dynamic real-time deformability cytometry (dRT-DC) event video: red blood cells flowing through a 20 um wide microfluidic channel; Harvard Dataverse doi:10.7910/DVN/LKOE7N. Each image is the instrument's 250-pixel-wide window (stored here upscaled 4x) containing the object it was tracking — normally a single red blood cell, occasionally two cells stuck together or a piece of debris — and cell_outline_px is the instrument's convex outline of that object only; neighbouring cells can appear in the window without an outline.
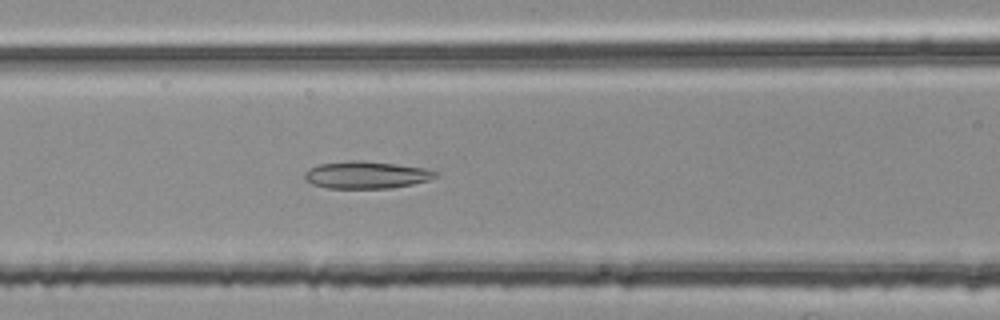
{"species": "common noctule bat (a hibernating species)", "species_latin": "Nyctalus noctula", "temperature_condition": "room temperature", "stored_images_in_passage": 48, "camera_frame_rate_fps": 3000, "um_per_image_px": 0.085, "animal": {"sex": "female", "body_mass_g": 25.1}, "frame": {"image": 1, "passage_image": 22, "time_ms": 7.0, "image_size_px": [1000, 320], "cell_outline_px": [[436, 176], [428, 180], [412, 184], [392, 188], [328, 188], [312, 184], [304, 180], [304, 172], [308, 168], [320, 164], [352, 160], [360, 160], [396, 164], [424, 168], [436, 172]], "centroid_in_image_um": [31.07, 14.87], "position_along_channel_um": 135.5, "area_um2": 20.69}}
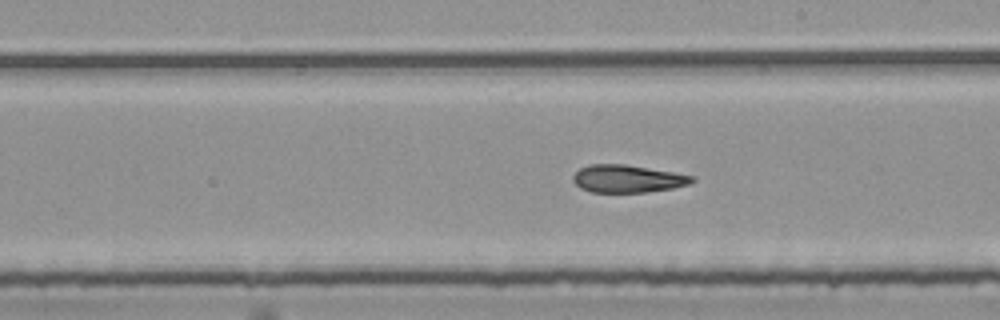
{"frame": {"image": 2, "passage_image": 30, "time_ms": 9.667, "image_size_px": [1000, 320], "cell_outline_px": [[696, 180], [688, 184], [672, 188], [648, 192], [592, 192], [580, 188], [572, 180], [572, 176], [580, 168], [588, 164], [624, 164], [696, 176]], "centroid_in_image_um": [53.33, 15.19], "position_along_channel_um": 235.7, "area_um2": 19.13}}
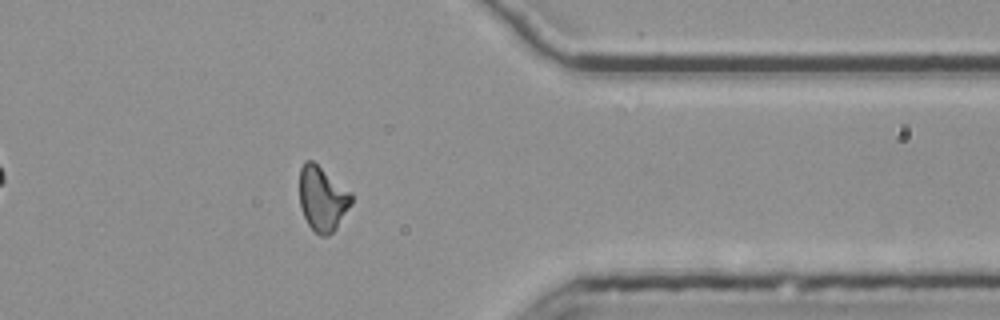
{"frame": {"image": 3, "passage_image": 43, "time_ms": 14.0, "image_size_px": [1000, 320], "cell_outline_px": [[352, 204], [336, 228], [328, 236], [320, 236], [308, 224], [300, 208], [300, 168], [304, 160], [312, 160], [352, 192]], "centroid_in_image_um": [27.41, 16.88], "position_along_channel_um": 384.0, "area_um2": 19.59}, "authors_computed_cell_mechanics": {"area_um2": 19.8543, "velocity_mm_per_s": 3.763, "shape_relaxation_time_tau1_ms": null, "shape_relaxation_time_tau2_ms": 5.8649, "deformation_change_tau1": null, "deformation_change_tau2": 0.1566}}